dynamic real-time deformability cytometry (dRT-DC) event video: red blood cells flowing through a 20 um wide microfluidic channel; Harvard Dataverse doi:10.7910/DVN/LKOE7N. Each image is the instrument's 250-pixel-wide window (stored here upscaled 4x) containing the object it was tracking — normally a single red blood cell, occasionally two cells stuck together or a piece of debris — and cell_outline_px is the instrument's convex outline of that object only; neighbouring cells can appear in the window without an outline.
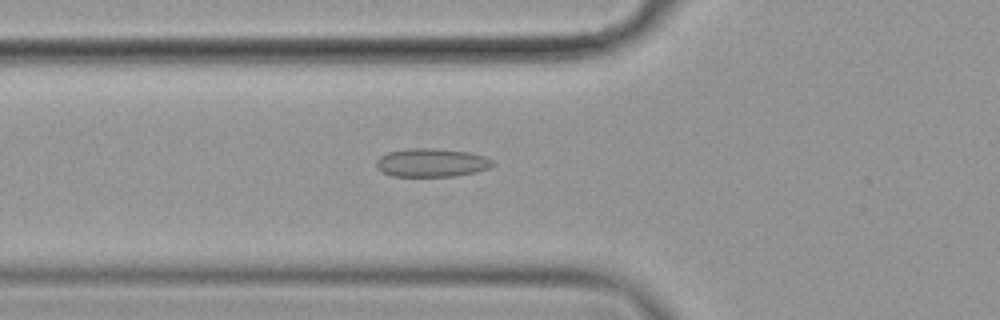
{"species": "common noctule bat (a hibernating species)", "species_latin": "Nyctalus noctula", "temperature_condition": "cold", "stored_images_in_passage": 40, "camera_frame_rate_fps": 3000, "um_per_image_px": 0.085, "animal": {"sex": "female", "body_mass_g": 19.9}, "frame": {"image": 1, "passage_image": 4, "time_ms": 1.0, "image_size_px": [1000, 320], "cell_outline_px": [[496, 164], [492, 168], [476, 172], [456, 176], [392, 176], [376, 168], [376, 160], [380, 156], [388, 152], [408, 148], [436, 148], [468, 152], [484, 156], [492, 160]], "centroid_in_image_um": [36.71, 13.82], "position_along_channel_um": 89.1, "area_um2": 19.48}}
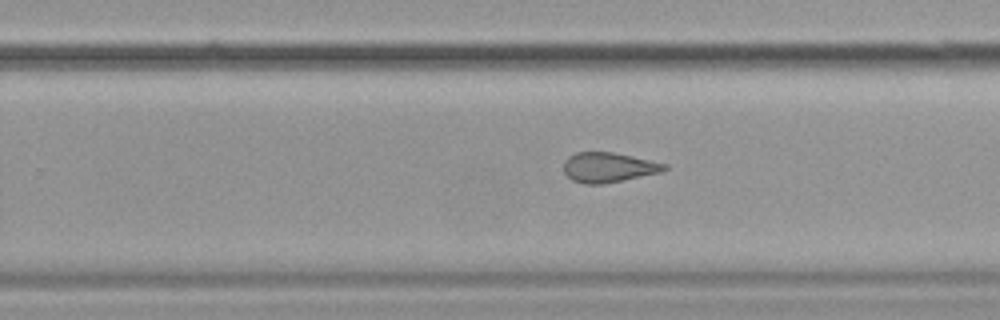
{"frame": {"image": 2, "passage_image": 20, "time_ms": 6.333, "image_size_px": [1000, 320], "cell_outline_px": [[668, 168], [660, 172], [604, 184], [584, 184], [572, 180], [564, 172], [564, 160], [568, 156], [576, 152], [612, 152], [668, 164]], "centroid_in_image_um": [51.69, 14.23], "position_along_channel_um": 278.1, "area_um2": 17.46}}
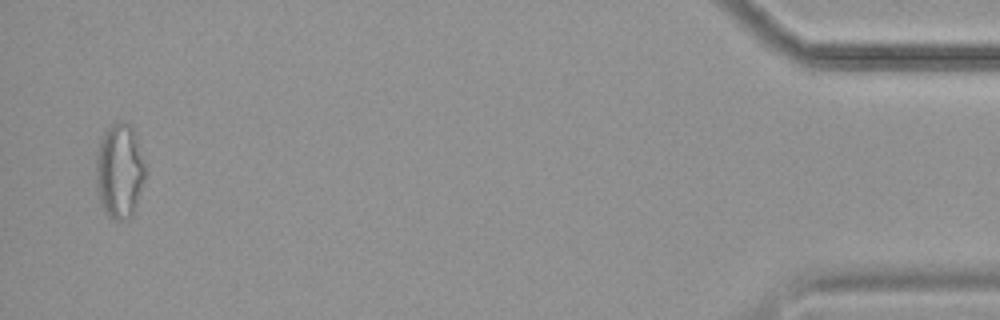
{"frame": {"image": 3, "passage_image": 39, "time_ms": 12.667, "image_size_px": [1000, 320], "cell_outline_px": [[148, 168], [132, 216], [128, 220], [112, 220], [104, 212], [96, 188], [96, 156], [100, 140], [104, 132], [112, 124], [120, 120], [128, 124], [132, 128], [136, 136], [148, 164]], "centroid_in_image_um": [10.19, 14.54], "position_along_channel_um": 425.0, "area_um2": 27.8}, "authors_computed_cell_mechanics": {"area_um2": 18.5827, "velocity_mm_per_s": 3.5446, "shape_relaxation_time_tau1_ms": null, "shape_relaxation_time_tau2_ms": 4.2423, "deformation_change_tau1": null, "deformation_change_tau2": 0.1337}}